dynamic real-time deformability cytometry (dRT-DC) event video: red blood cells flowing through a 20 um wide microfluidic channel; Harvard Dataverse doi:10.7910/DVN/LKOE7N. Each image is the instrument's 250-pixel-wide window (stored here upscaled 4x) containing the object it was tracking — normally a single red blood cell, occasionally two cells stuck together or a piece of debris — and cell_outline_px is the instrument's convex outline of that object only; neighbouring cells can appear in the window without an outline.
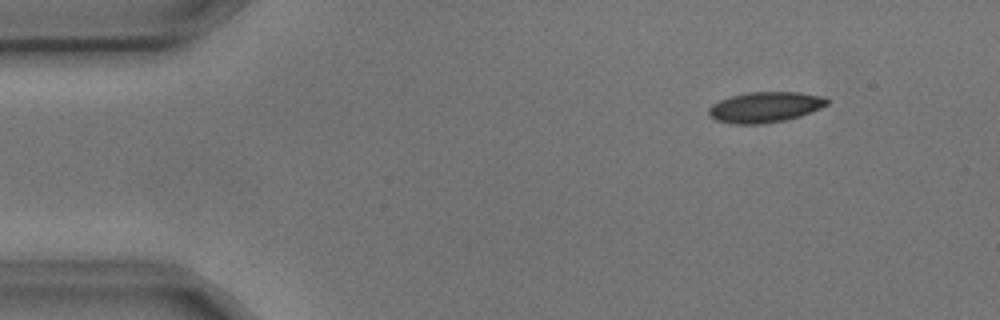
{"species": "common noctule bat (a hibernating species)", "species_latin": "Nyctalus noctula", "temperature_condition": "cold", "stored_images_in_passage": 3, "camera_frame_rate_fps": 3000, "um_per_image_px": 0.085, "animal": {"sex": "male", "body_mass_g": 17.9, "forearm_length_mm": 54.2}, "frame": {"image": 1, "passage_image": 1, "time_ms": 0.0, "image_size_px": [1000, 320], "cell_outline_px": [[828, 104], [820, 108], [800, 116], [784, 120], [760, 124], [736, 124], [716, 120], [708, 116], [708, 108], [712, 104], [720, 100], [732, 96], [748, 92], [800, 92], [824, 96], [828, 100]], "centroid_in_image_um": [65.02, 9.1], "position_along_channel_um": 20.0, "area_um2": 21.04}}